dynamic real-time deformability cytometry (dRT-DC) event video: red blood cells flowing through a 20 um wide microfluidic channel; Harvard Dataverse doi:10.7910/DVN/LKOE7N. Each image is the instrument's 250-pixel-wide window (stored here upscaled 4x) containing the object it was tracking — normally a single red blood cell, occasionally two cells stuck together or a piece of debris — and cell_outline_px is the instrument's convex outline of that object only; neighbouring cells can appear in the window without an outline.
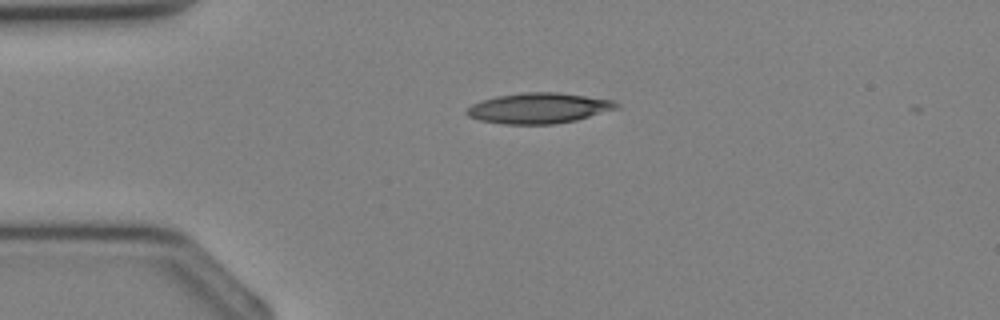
{"species": "Egyptian fruit bat (a non-hibernating species)", "species_latin": "Rousettus aegyptiacus", "temperature_condition": "cold", "stored_images_in_passage": 28, "camera_frame_rate_fps": 3000, "um_per_image_px": 0.085, "animal": {"sex": "female"}, "frame": {"image": 1, "passage_image": 1, "time_ms": 0.0, "image_size_px": [1000, 320], "cell_outline_px": [[620, 108], [576, 120], [556, 124], [504, 124], [480, 120], [468, 116], [464, 112], [472, 104], [480, 100], [496, 96], [524, 92], [556, 92], [616, 100], [620, 104]], "centroid_in_image_um": [45.82, 9.19], "position_along_channel_um": 39.2, "area_um2": 26.82}}
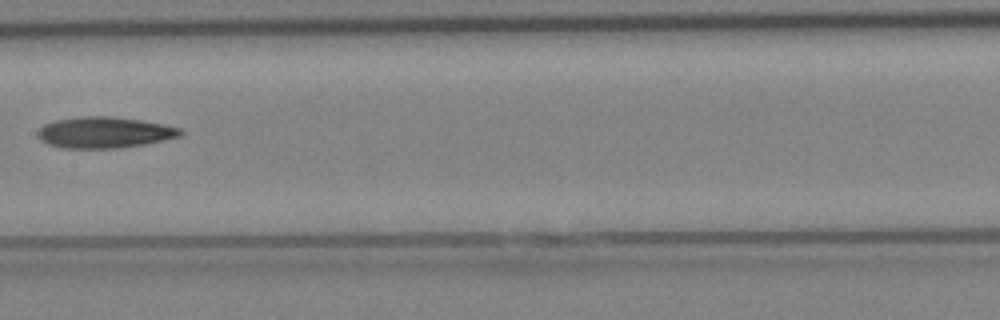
{"frame": {"image": 2, "passage_image": 11, "time_ms": 3.333, "image_size_px": [1000, 320], "cell_outline_px": [[184, 136], [144, 144], [116, 148], [60, 148], [48, 144], [40, 140], [36, 132], [44, 124], [56, 120], [80, 116], [112, 116], [140, 120], [164, 124], [180, 128], [184, 132]], "centroid_in_image_um": [8.88, 11.26], "position_along_channel_um": 198.5, "area_um2": 26.07}}
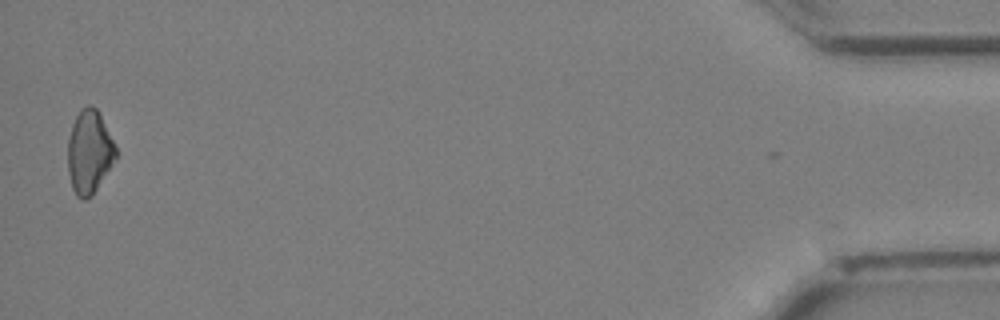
{"frame": {"image": 3, "passage_image": 28, "time_ms": 9.0, "image_size_px": [1000, 320], "cell_outline_px": [[116, 160], [92, 196], [84, 200], [80, 200], [76, 196], [72, 188], [68, 172], [68, 140], [72, 124], [80, 108], [88, 104], [96, 108], [116, 148]], "centroid_in_image_um": [7.57, 12.96], "position_along_channel_um": 427.6, "area_um2": 23.29}}